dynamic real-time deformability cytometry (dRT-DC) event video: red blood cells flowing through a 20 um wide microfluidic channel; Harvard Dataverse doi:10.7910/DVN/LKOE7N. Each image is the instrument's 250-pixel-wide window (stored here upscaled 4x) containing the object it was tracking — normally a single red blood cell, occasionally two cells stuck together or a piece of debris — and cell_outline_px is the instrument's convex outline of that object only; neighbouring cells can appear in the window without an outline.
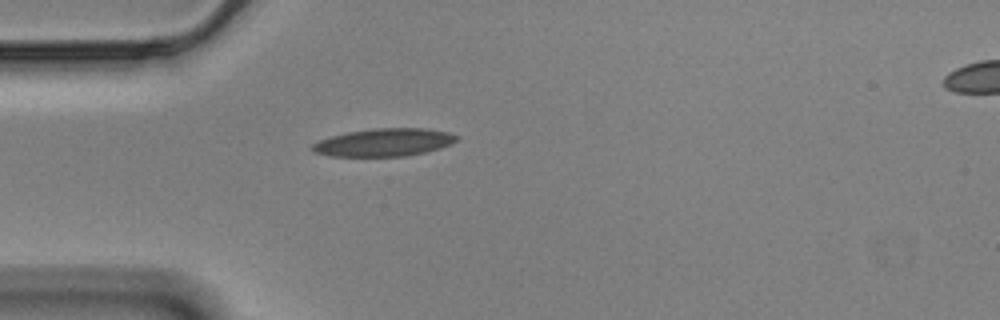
{"species": "Egyptian fruit bat (a non-hibernating species)", "species_latin": "Rousettus aegyptiacus", "temperature_condition": "cold", "stored_images_in_passage": 3, "segment_of_instrument_passage": [1, 2], "camera_frame_rate_fps": 3000, "um_per_image_px": 0.085, "animal": {"sex": "male"}, "frame": {"image": 1, "passage_image": 1, "time_ms": 0.0, "image_size_px": [1000, 320], "cell_outline_px": [[460, 136], [456, 140], [440, 148], [424, 152], [404, 156], [332, 156], [316, 152], [312, 148], [312, 144], [320, 140], [332, 136], [348, 132], [372, 128], [424, 128], [448, 132]], "centroid_in_image_um": [32.66, 12.09], "position_along_channel_um": 52.3, "area_um2": 23.06}}